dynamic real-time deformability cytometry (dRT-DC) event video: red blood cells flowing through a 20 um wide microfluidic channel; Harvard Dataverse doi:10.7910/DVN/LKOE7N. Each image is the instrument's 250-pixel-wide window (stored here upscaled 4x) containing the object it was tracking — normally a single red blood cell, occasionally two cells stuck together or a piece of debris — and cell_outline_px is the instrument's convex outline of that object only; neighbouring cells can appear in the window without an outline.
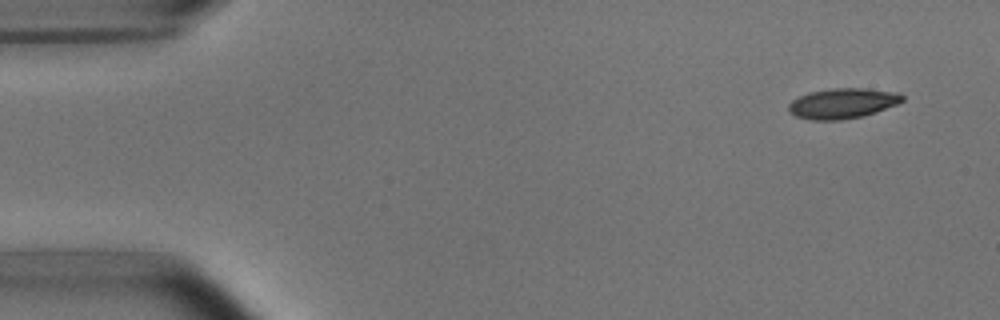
{"species": "common noctule bat (a hibernating species)", "species_latin": "Nyctalus noctula", "temperature_condition": "room temperature", "stored_images_in_passage": 4, "camera_frame_rate_fps": 3000, "um_per_image_px": 0.085, "animal": {"sex": "male", "body_mass_g": 15.6}, "frame": {"image": 1, "passage_image": 1, "time_ms": 0.0, "image_size_px": [1000, 320], "cell_outline_px": [[904, 100], [896, 104], [876, 112], [860, 116], [840, 120], [812, 120], [796, 116], [788, 112], [788, 104], [792, 100], [808, 92], [832, 88], [864, 88], [900, 92], [904, 96]], "centroid_in_image_um": [71.61, 8.77], "position_along_channel_um": 13.4, "area_um2": 20.11}}
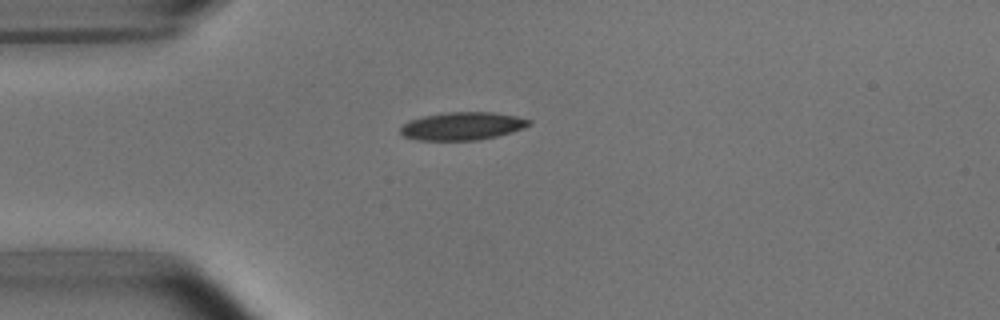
{"frame": {"image": 2, "passage_image": 4, "time_ms": 3.333, "image_size_px": [1000, 320], "cell_outline_px": [[532, 124], [524, 128], [512, 132], [496, 136], [476, 140], [416, 140], [404, 136], [400, 132], [400, 128], [408, 120], [424, 116], [452, 112], [492, 112], [516, 116], [532, 120]], "centroid_in_image_um": [39.32, 10.72], "position_along_channel_um": 45.7, "area_um2": 20.87}}